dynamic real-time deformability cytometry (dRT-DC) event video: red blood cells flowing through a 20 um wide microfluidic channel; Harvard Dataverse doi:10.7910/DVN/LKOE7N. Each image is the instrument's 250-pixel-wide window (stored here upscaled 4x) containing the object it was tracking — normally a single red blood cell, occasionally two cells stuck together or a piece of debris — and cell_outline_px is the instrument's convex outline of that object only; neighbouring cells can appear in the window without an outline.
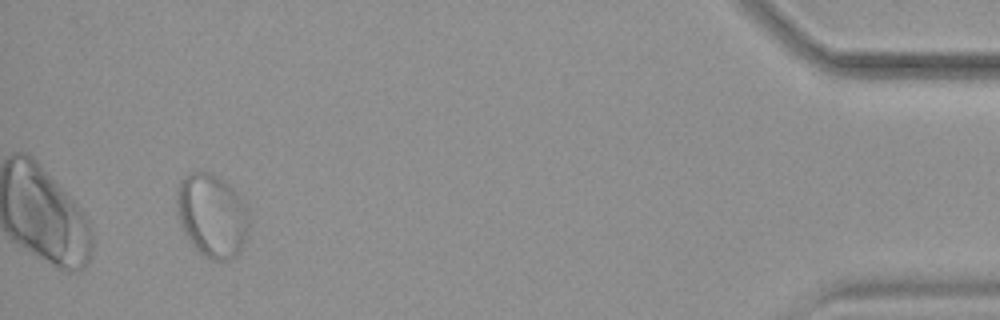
{"species": "common noctule bat (a hibernating species)", "species_latin": "Nyctalus noctula", "temperature_condition": "warm", "stored_images_in_passage": 40, "segment_of_instrument_passage": [2, 2], "camera_frame_rate_fps": 3000, "um_per_image_px": 0.085, "animal": {"sex": "female", "body_mass_g": 19.9}, "frame": {"image": 1, "passage_image": 37, "time_ms": 12.0, "image_size_px": [1000, 320], "cell_outline_px": [[244, 240], [236, 256], [228, 260], [212, 260], [200, 252], [192, 244], [180, 224], [176, 192], [180, 180], [184, 176], [192, 172], [204, 172], [220, 180], [232, 192], [244, 228]], "centroid_in_image_um": [17.84, 18.37], "position_along_channel_um": 417.4, "area_um2": 31.96}}